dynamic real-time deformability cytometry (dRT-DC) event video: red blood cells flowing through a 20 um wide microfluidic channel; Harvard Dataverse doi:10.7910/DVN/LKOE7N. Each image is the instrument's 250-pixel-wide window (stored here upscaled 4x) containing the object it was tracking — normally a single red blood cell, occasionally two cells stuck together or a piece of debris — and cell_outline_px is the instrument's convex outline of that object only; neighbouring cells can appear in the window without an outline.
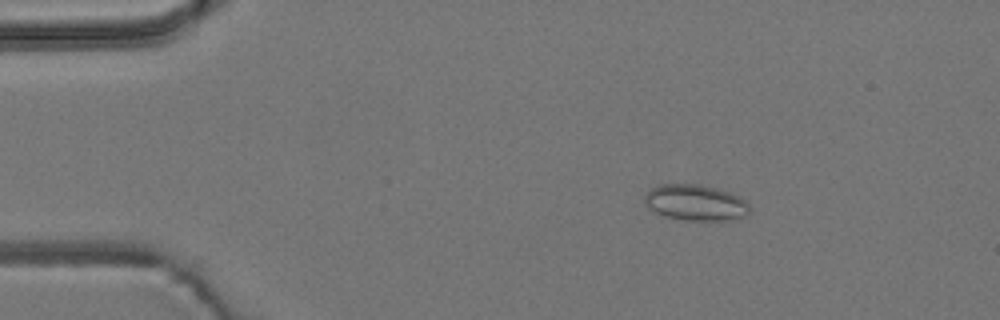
{"species": "common noctule bat (a hibernating species)", "species_latin": "Nyctalus noctula", "temperature_condition": "room temperature", "stored_images_in_passage": 5, "camera_frame_rate_fps": 3000, "um_per_image_px": 0.085, "animal": {"sex": "male", "body_mass_g": 19.2, "forearm_length_mm": 51.8}, "frame": {"image": 1, "passage_image": 3, "time_ms": 2.333, "image_size_px": [1000, 320], "cell_outline_px": [[748, 216], [728, 220], [688, 220], [668, 216], [656, 212], [648, 208], [644, 200], [644, 196], [652, 188], [660, 184], [700, 184], [716, 188], [740, 196], [748, 204]], "centroid_in_image_um": [59.13, 17.21], "position_along_channel_um": 25.9, "area_um2": 21.79}}